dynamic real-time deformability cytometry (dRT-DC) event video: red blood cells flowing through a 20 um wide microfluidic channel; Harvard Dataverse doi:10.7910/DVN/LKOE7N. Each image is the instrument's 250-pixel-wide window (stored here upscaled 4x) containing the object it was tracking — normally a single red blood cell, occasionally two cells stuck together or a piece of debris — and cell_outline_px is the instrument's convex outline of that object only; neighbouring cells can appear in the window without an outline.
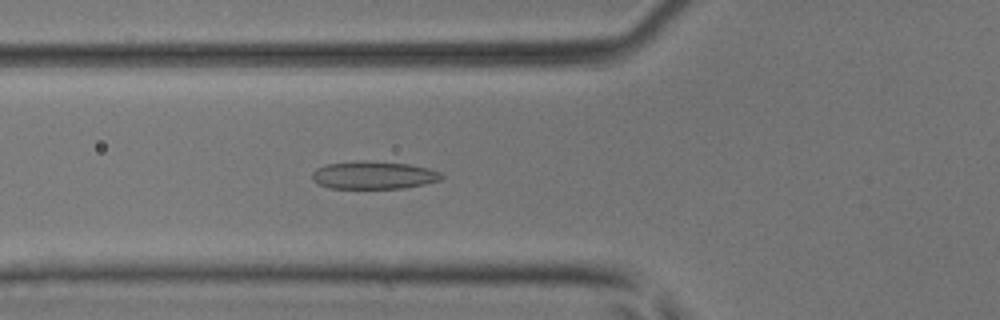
{"species": "common noctule bat (a hibernating species)", "species_latin": "Nyctalus noctula", "temperature_condition": "room temperature", "stored_images_in_passage": 40, "camera_frame_rate_fps": 3000, "um_per_image_px": 0.085, "animal": {"sex": "male", "body_mass_g": 17.9, "forearm_length_mm": 54.2}, "frame": {"image": 1, "passage_image": 11, "time_ms": 3.333, "image_size_px": [1000, 320], "cell_outline_px": [[444, 176], [440, 180], [424, 184], [404, 188], [332, 188], [320, 184], [312, 180], [312, 172], [316, 168], [328, 164], [356, 160], [364, 160], [408, 164], [428, 168], [440, 172]], "centroid_in_image_um": [31.75, 14.88], "position_along_channel_um": 94.0, "area_um2": 20.92}}
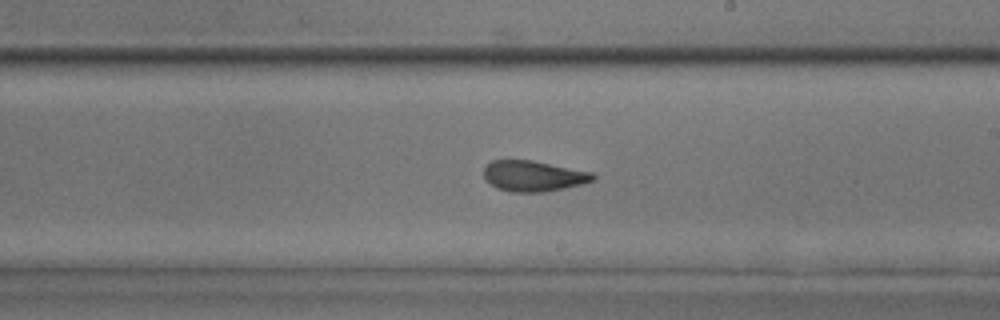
{"frame": {"image": 2, "passage_image": 22, "time_ms": 7.0, "image_size_px": [1000, 320], "cell_outline_px": [[596, 180], [564, 188], [544, 192], [508, 192], [496, 188], [484, 176], [484, 168], [492, 160], [532, 160], [592, 172], [596, 176]], "centroid_in_image_um": [45.35, 14.96], "position_along_channel_um": 243.6, "area_um2": 19.48}}
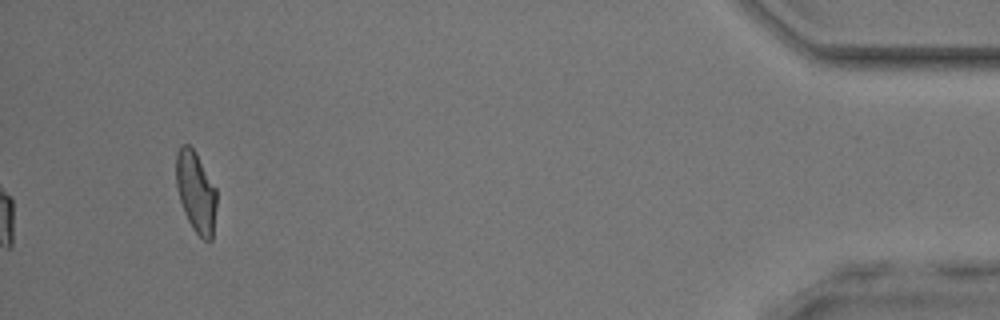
{"frame": {"image": 3, "passage_image": 40, "time_ms": 13.0, "image_size_px": [1000, 320], "cell_outline_px": [[216, 208], [212, 240], [204, 240], [192, 228], [184, 212], [180, 200], [176, 184], [176, 152], [180, 144], [188, 144], [196, 152], [216, 188]], "centroid_in_image_um": [16.65, 16.29], "position_along_channel_um": 418.6, "area_um2": 19.13}, "authors_computed_cell_mechanics": {"area_um2": 20.1433, "velocity_mm_per_s": 4.0979, "shape_relaxation_time_tau1_ms": 4.8742, "shape_relaxation_time_tau2_ms": 0.9109, "deformation_change_tau1": 0.1632, "deformation_change_tau2": 0.0781}}